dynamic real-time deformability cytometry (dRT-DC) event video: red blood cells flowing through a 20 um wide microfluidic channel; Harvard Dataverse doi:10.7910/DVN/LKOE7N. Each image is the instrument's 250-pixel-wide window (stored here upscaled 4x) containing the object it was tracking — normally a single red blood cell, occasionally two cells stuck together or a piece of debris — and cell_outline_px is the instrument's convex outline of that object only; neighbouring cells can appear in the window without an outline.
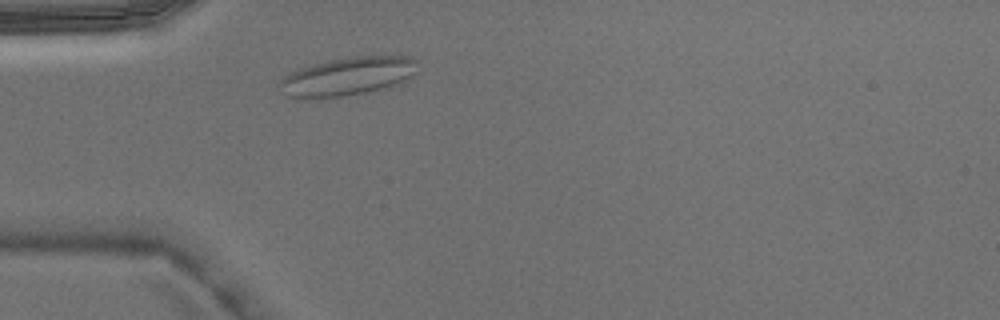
{"species": "Egyptian fruit bat (a non-hibernating species)", "species_latin": "Rousettus aegyptiacus", "temperature_condition": "warm", "stored_images_in_passage": 1, "camera_frame_rate_fps": 3000, "um_per_image_px": 0.085, "animal": {"sex": "male"}, "frame": {"image": 1, "passage_image": 1, "time_ms": 0.0, "image_size_px": [1000, 320], "cell_outline_px": [[420, 60], [416, 72], [392, 84], [368, 92], [340, 96], [288, 96], [280, 84], [280, 80], [284, 76], [300, 68], [332, 60], [352, 56], [408, 56]], "centroid_in_image_um": [29.62, 6.44], "position_along_channel_um": 55.4, "area_um2": 29.54}}